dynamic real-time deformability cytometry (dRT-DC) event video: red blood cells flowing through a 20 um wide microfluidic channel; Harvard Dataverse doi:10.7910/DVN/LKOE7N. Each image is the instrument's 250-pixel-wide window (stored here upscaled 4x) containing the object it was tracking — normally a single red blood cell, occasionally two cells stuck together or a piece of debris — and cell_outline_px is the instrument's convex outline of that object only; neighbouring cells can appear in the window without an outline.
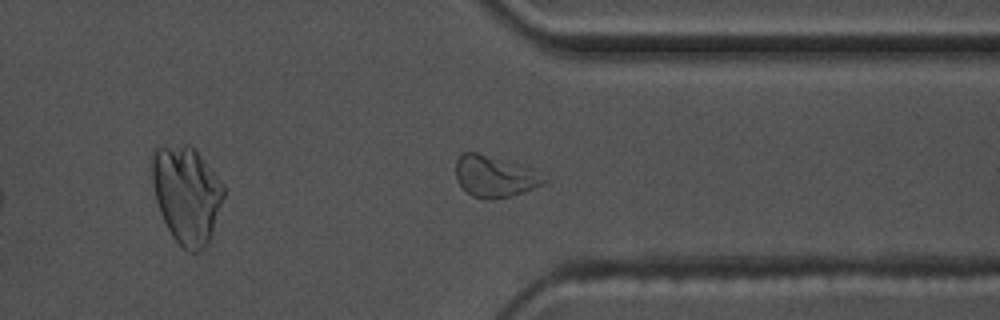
{"species": "common noctule bat (a hibernating species)", "species_latin": "Nyctalus noctula", "temperature_condition": "warm", "stored_images_in_passage": 46, "camera_frame_rate_fps": 3000, "um_per_image_px": 0.085, "animal": {"sex": "male", "body_mass_g": 17.5, "forearm_length_mm": 52.3}, "frame": {"image": 1, "passage_image": 33, "time_ms": 10.667, "image_size_px": [1000, 320], "cell_outline_px": [[548, 180], [524, 192], [512, 196], [488, 200], [484, 200], [472, 196], [456, 180], [456, 160], [464, 152], [476, 152], [508, 164]], "centroid_in_image_um": [41.87, 15.06], "position_along_channel_um": 369.5, "area_um2": 19.65}}
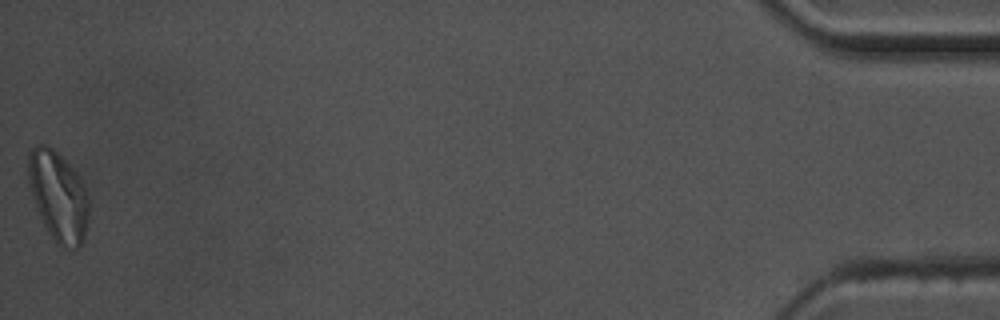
{"frame": {"image": 2, "passage_image": 46, "time_ms": 15.0, "image_size_px": [1000, 320], "cell_outline_px": [[88, 220], [84, 240], [76, 248], [64, 248], [56, 244], [48, 232], [36, 208], [28, 184], [28, 152], [32, 148], [40, 144], [44, 144], [52, 148], [76, 172], [84, 184], [88, 196]], "centroid_in_image_um": [4.95, 16.69], "position_along_channel_um": 430.3, "area_um2": 31.73}, "authors_computed_cell_mechanics": {"area_um2": 18.9873, "velocity_mm_per_s": 3.6247, "shape_relaxation_time_tau1_ms": 7.4394, "shape_relaxation_time_tau2_ms": 4.3912, "deformation_change_tau1": 0.1988, "deformation_change_tau2": 0.1258}}